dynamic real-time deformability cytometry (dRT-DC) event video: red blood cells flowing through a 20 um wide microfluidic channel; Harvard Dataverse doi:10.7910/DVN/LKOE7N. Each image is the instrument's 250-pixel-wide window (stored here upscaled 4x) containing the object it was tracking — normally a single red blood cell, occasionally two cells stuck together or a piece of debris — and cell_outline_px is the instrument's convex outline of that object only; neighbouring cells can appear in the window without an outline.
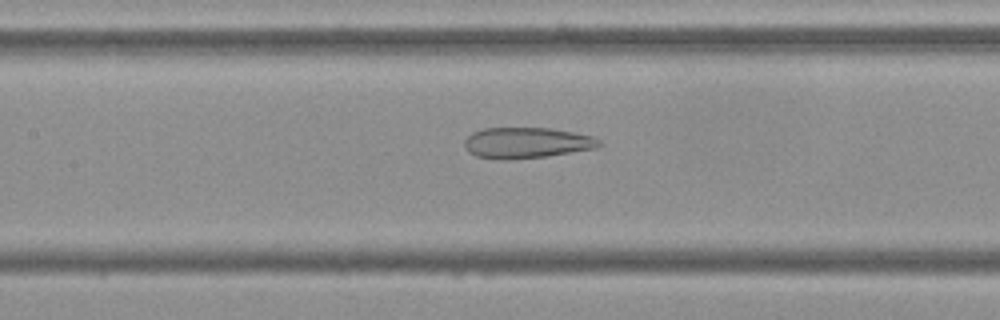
{"species": "Egyptian fruit bat (a non-hibernating species)", "species_latin": "Rousettus aegyptiacus", "temperature_condition": "cold", "stored_images_in_passage": 54, "camera_frame_rate_fps": 3000, "um_per_image_px": 0.085, "frame": {"image": 1, "passage_image": 24, "time_ms": 7.667, "image_size_px": [1000, 320], "cell_outline_px": [[604, 144], [596, 148], [548, 156], [508, 160], [500, 160], [476, 156], [468, 152], [464, 148], [464, 140], [472, 132], [484, 128], [552, 128], [592, 136], [600, 140]], "centroid_in_image_um": [44.74, 12.14], "position_along_channel_um": 162.7, "area_um2": 24.45}}
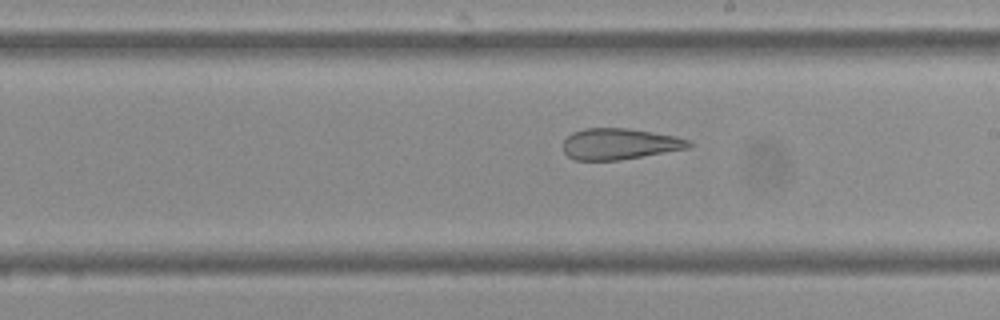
{"frame": {"image": 2, "passage_image": 30, "time_ms": 9.667, "image_size_px": [1000, 320], "cell_outline_px": [[692, 144], [688, 148], [620, 160], [576, 160], [568, 156], [564, 152], [564, 140], [572, 132], [584, 128], [628, 128], [676, 136], [692, 140]], "centroid_in_image_um": [52.67, 12.23], "position_along_channel_um": 236.3, "area_um2": 22.77}}
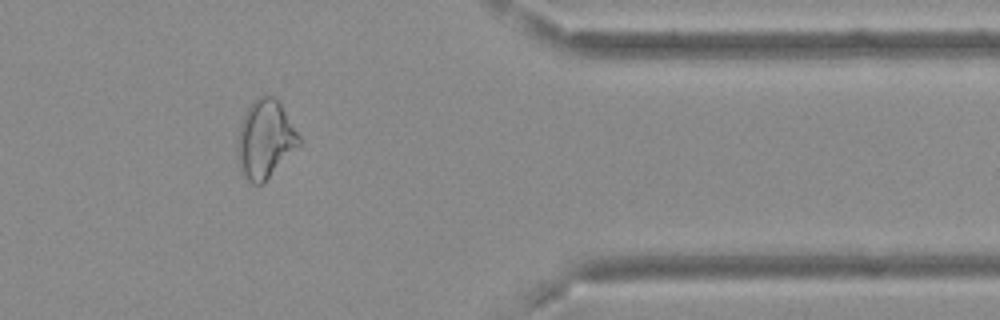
{"frame": {"image": 3, "passage_image": 44, "time_ms": 14.333, "image_size_px": [1000, 320], "cell_outline_px": [[300, 144], [264, 184], [252, 184], [248, 180], [240, 168], [236, 152], [236, 144], [240, 124], [244, 112], [260, 96], [272, 96], [280, 104], [300, 136]], "centroid_in_image_um": [22.51, 11.88], "position_along_channel_um": 388.9, "area_um2": 27.8}, "authors_computed_cell_mechanics": {"area_um2": 28.4665, "velocity_mm_per_s": 3.7099, "shape_relaxation_time_tau1_ms": null, "shape_relaxation_time_tau2_ms": 2.9843, "deformation_change_tau1": null, "deformation_change_tau2": 0.1318}}